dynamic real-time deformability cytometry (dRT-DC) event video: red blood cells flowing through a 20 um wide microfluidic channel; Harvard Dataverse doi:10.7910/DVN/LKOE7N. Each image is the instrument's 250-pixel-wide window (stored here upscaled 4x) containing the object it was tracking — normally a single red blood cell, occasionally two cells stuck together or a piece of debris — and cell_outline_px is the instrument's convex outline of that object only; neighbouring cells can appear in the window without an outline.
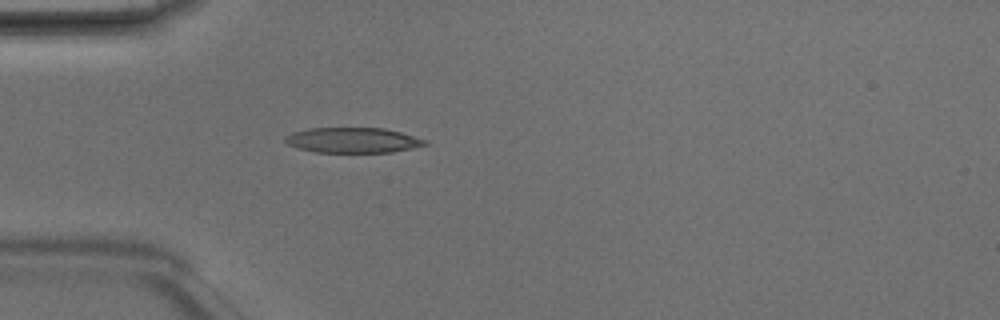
{"species": "Egyptian fruit bat (a non-hibernating species)", "species_latin": "Rousettus aegyptiacus", "temperature_condition": "room temperature", "stored_images_in_passage": 5, "camera_frame_rate_fps": 3000, "um_per_image_px": 0.085, "animal": {"sex": "male"}, "frame": {"image": 1, "passage_image": 5, "time_ms": 1.333, "image_size_px": [1000, 320], "cell_outline_px": [[428, 144], [412, 148], [392, 152], [316, 152], [300, 148], [288, 144], [284, 140], [284, 136], [292, 132], [308, 128], [384, 128], [400, 132], [428, 140]], "centroid_in_image_um": [30.0, 11.91], "position_along_channel_um": 55.0, "area_um2": 20.52}}